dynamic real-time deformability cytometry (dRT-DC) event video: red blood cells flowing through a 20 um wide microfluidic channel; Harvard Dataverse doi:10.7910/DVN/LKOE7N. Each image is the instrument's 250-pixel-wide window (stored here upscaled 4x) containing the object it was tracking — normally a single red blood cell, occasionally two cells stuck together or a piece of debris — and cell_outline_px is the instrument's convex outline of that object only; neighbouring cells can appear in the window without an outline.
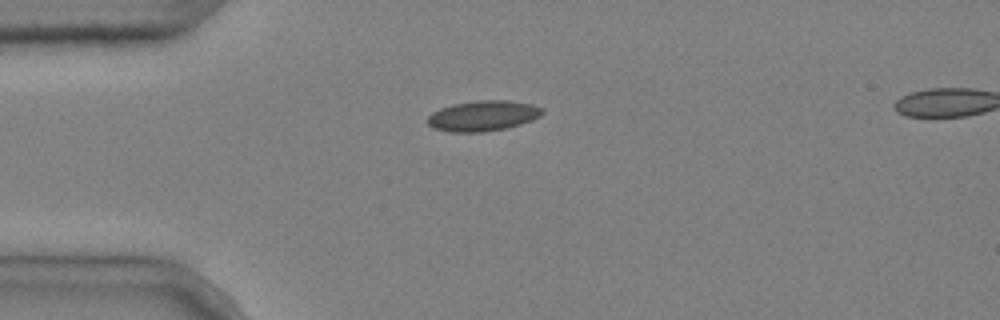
{"species": "common noctule bat (a hibernating species)", "species_latin": "Nyctalus noctula", "temperature_condition": "cold", "stored_images_in_passage": 6, "camera_frame_rate_fps": 3000, "um_per_image_px": 0.085, "animal": {"sex": "male", "body_mass_g": 20.4}, "frame": {"image": 1, "passage_image": 1, "time_ms": 0.0, "image_size_px": [1000, 320], "cell_outline_px": [[544, 112], [540, 116], [532, 120], [508, 128], [484, 132], [448, 132], [432, 128], [428, 124], [428, 116], [432, 112], [440, 108], [452, 104], [476, 100], [508, 100], [532, 104], [544, 108]], "centroid_in_image_um": [41.05, 9.84], "position_along_channel_um": 43.9, "area_um2": 20.63}}
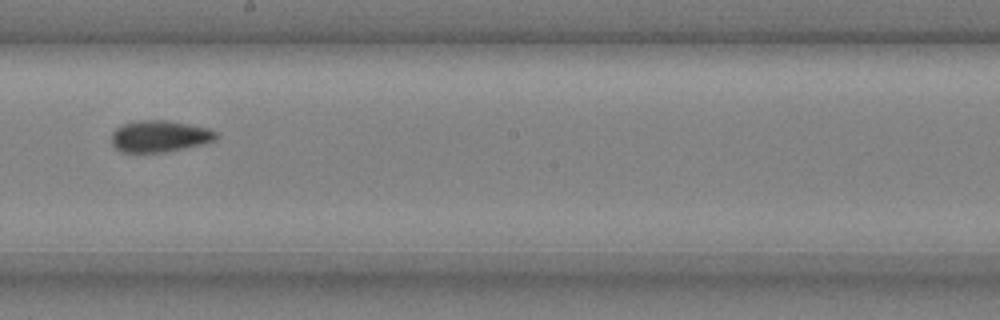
{"frame": {"image": 2, "passage_image": 6, "time_ms": 1.667, "image_size_px": [1000, 320], "cell_outline_px": [[216, 140], [204, 144], [164, 152], [120, 152], [112, 144], [112, 132], [116, 128], [124, 124], [144, 120], [164, 120], [188, 124], [208, 128], [216, 132]], "centroid_in_image_um": [13.57, 11.59], "position_along_channel_um": 234.6, "area_um2": 19.07}}